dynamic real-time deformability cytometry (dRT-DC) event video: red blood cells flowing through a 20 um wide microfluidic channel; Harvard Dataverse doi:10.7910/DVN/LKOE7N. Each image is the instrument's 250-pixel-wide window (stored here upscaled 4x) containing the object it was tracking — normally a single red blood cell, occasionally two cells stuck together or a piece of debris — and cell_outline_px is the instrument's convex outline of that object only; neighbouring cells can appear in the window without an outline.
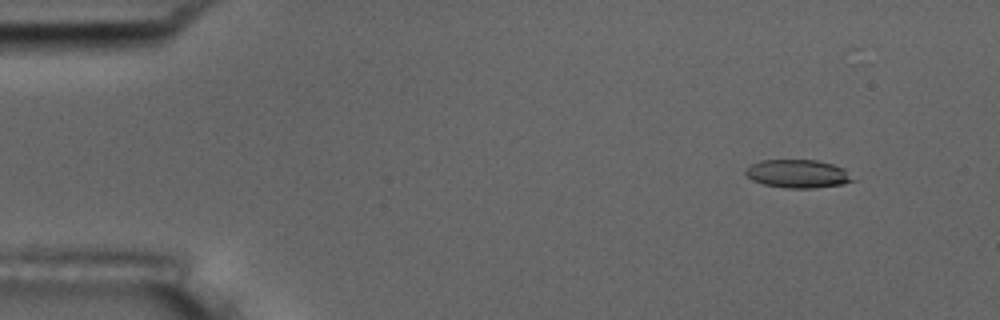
{"species": "common noctule bat (a hibernating species)", "species_latin": "Nyctalus noctula", "temperature_condition": "room temperature", "stored_images_in_passage": 4, "camera_frame_rate_fps": 3000, "um_per_image_px": 0.085, "animal": {"sex": "male", "body_mass_g": 17.5, "forearm_length_mm": 52.3}, "frame": {"image": 1, "passage_image": 1, "time_ms": 0.0, "image_size_px": [1000, 320], "cell_outline_px": [[856, 180], [844, 184], [812, 188], [784, 188], [764, 184], [752, 180], [744, 172], [752, 164], [760, 160], [816, 160], [832, 164], [844, 168]], "centroid_in_image_um": [67.84, 14.77], "position_along_channel_um": 17.2, "area_um2": 17.63}}
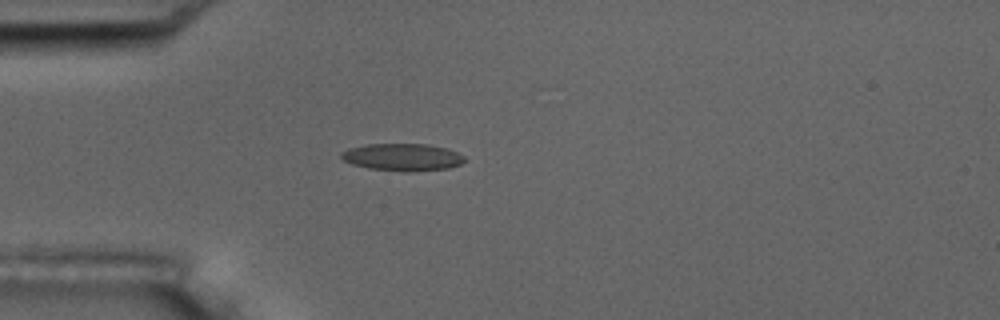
{"frame": {"image": 2, "passage_image": 4, "time_ms": 3.333, "image_size_px": [1000, 320], "cell_outline_px": [[464, 160], [460, 164], [448, 168], [408, 172], [368, 168], [352, 164], [344, 160], [340, 156], [340, 152], [348, 148], [368, 144], [428, 144], [444, 148], [456, 152], [464, 156]], "centroid_in_image_um": [34.17, 13.35], "position_along_channel_um": 50.8, "area_um2": 19.48}}